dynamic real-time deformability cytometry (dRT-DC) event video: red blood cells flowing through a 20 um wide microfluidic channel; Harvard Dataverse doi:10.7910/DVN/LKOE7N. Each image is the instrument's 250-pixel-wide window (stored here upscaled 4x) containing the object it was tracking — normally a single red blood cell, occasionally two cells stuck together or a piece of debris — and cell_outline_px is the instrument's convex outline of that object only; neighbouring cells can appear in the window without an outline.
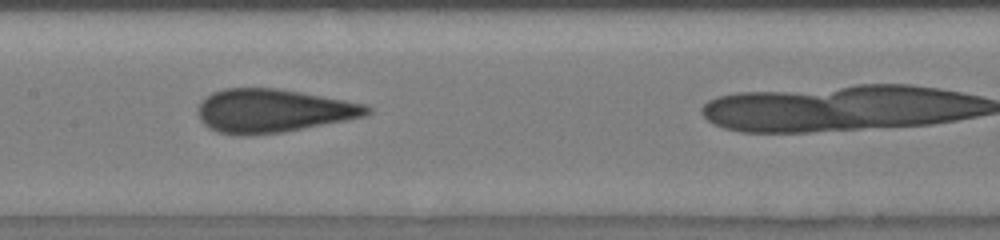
{"species": "human", "species_latin": "Homo sapiens", "temperature_condition": "room temperature", "stored_images_in_passage": 16, "camera_frame_rate_fps": 3000, "um_per_image_px": 0.085, "donor": {"sex": "male"}, "frame": {"image": 1, "passage_image": 15, "time_ms": 3.0, "image_size_px": [1000, 240], "cell_outline_px": [[372, 112], [364, 116], [348, 120], [284, 132], [240, 136], [216, 132], [208, 128], [200, 120], [200, 104], [212, 92], [224, 88], [276, 88], [300, 92], [344, 100], [364, 104], [372, 108]], "centroid_in_image_um": [23.22, 9.43], "position_along_channel_um": 184.2, "area_um2": 42.66}}